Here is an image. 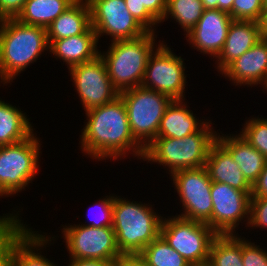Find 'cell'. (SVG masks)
<instances>
[{"instance_id": "6da1fadb", "label": "cell", "mask_w": 267, "mask_h": 266, "mask_svg": "<svg viewBox=\"0 0 267 266\" xmlns=\"http://www.w3.org/2000/svg\"><path fill=\"white\" fill-rule=\"evenodd\" d=\"M86 122L81 130L79 144L82 153L92 160L126 159L132 154L144 157L145 149L134 139L124 101H114L85 112Z\"/></svg>"}, {"instance_id": "7a4b0ae2", "label": "cell", "mask_w": 267, "mask_h": 266, "mask_svg": "<svg viewBox=\"0 0 267 266\" xmlns=\"http://www.w3.org/2000/svg\"><path fill=\"white\" fill-rule=\"evenodd\" d=\"M162 220L163 216L155 212L153 205L114 196L112 227L123 256H137L158 238Z\"/></svg>"}, {"instance_id": "3957f363", "label": "cell", "mask_w": 267, "mask_h": 266, "mask_svg": "<svg viewBox=\"0 0 267 266\" xmlns=\"http://www.w3.org/2000/svg\"><path fill=\"white\" fill-rule=\"evenodd\" d=\"M44 51L49 52L47 29L17 19L0 20V69L9 84Z\"/></svg>"}, {"instance_id": "277c9868", "label": "cell", "mask_w": 267, "mask_h": 266, "mask_svg": "<svg viewBox=\"0 0 267 266\" xmlns=\"http://www.w3.org/2000/svg\"><path fill=\"white\" fill-rule=\"evenodd\" d=\"M209 121L198 132L183 138L156 137L145 148L143 161L163 165L170 176L179 170L205 166L218 134Z\"/></svg>"}, {"instance_id": "5b68a950", "label": "cell", "mask_w": 267, "mask_h": 266, "mask_svg": "<svg viewBox=\"0 0 267 266\" xmlns=\"http://www.w3.org/2000/svg\"><path fill=\"white\" fill-rule=\"evenodd\" d=\"M156 40L157 34L147 32L135 39L112 41L107 51H99L108 76L119 92L141 86L149 57L163 42L156 43Z\"/></svg>"}, {"instance_id": "8992f818", "label": "cell", "mask_w": 267, "mask_h": 266, "mask_svg": "<svg viewBox=\"0 0 267 266\" xmlns=\"http://www.w3.org/2000/svg\"><path fill=\"white\" fill-rule=\"evenodd\" d=\"M35 135L36 132L23 141L0 146V198L22 192L39 173L42 144Z\"/></svg>"}, {"instance_id": "52a82bcc", "label": "cell", "mask_w": 267, "mask_h": 266, "mask_svg": "<svg viewBox=\"0 0 267 266\" xmlns=\"http://www.w3.org/2000/svg\"><path fill=\"white\" fill-rule=\"evenodd\" d=\"M119 96L124 101L130 131L145 149L157 137L161 119L173 100L142 86L121 91Z\"/></svg>"}, {"instance_id": "ba28073f", "label": "cell", "mask_w": 267, "mask_h": 266, "mask_svg": "<svg viewBox=\"0 0 267 266\" xmlns=\"http://www.w3.org/2000/svg\"><path fill=\"white\" fill-rule=\"evenodd\" d=\"M160 236L192 266L207 265L217 234L206 224L177 216L163 217Z\"/></svg>"}, {"instance_id": "9c48e42d", "label": "cell", "mask_w": 267, "mask_h": 266, "mask_svg": "<svg viewBox=\"0 0 267 266\" xmlns=\"http://www.w3.org/2000/svg\"><path fill=\"white\" fill-rule=\"evenodd\" d=\"M62 227L69 260H102L114 266L124 258L118 249L113 227L95 228L80 223Z\"/></svg>"}, {"instance_id": "30bf717a", "label": "cell", "mask_w": 267, "mask_h": 266, "mask_svg": "<svg viewBox=\"0 0 267 266\" xmlns=\"http://www.w3.org/2000/svg\"><path fill=\"white\" fill-rule=\"evenodd\" d=\"M171 180L183 207L177 216L206 223L212 229V181L205 166L176 171Z\"/></svg>"}, {"instance_id": "8fae6325", "label": "cell", "mask_w": 267, "mask_h": 266, "mask_svg": "<svg viewBox=\"0 0 267 266\" xmlns=\"http://www.w3.org/2000/svg\"><path fill=\"white\" fill-rule=\"evenodd\" d=\"M162 42L150 55L141 86L161 92L172 100H185L187 74L184 58Z\"/></svg>"}, {"instance_id": "7c38bea8", "label": "cell", "mask_w": 267, "mask_h": 266, "mask_svg": "<svg viewBox=\"0 0 267 266\" xmlns=\"http://www.w3.org/2000/svg\"><path fill=\"white\" fill-rule=\"evenodd\" d=\"M87 1L91 12V26L97 34L98 41L106 35L110 36L111 42L135 39L148 32L131 15L124 0Z\"/></svg>"}, {"instance_id": "4fadbf2b", "label": "cell", "mask_w": 267, "mask_h": 266, "mask_svg": "<svg viewBox=\"0 0 267 266\" xmlns=\"http://www.w3.org/2000/svg\"><path fill=\"white\" fill-rule=\"evenodd\" d=\"M68 73L85 112L119 97L120 92L113 86L100 55L91 61L73 66Z\"/></svg>"}, {"instance_id": "5bb4252c", "label": "cell", "mask_w": 267, "mask_h": 266, "mask_svg": "<svg viewBox=\"0 0 267 266\" xmlns=\"http://www.w3.org/2000/svg\"><path fill=\"white\" fill-rule=\"evenodd\" d=\"M211 197L212 230L217 235L238 234L236 231L240 223L248 226L251 191H240L225 183L212 182Z\"/></svg>"}, {"instance_id": "9a60e30c", "label": "cell", "mask_w": 267, "mask_h": 266, "mask_svg": "<svg viewBox=\"0 0 267 266\" xmlns=\"http://www.w3.org/2000/svg\"><path fill=\"white\" fill-rule=\"evenodd\" d=\"M233 19L219 9H205L185 38L193 49L215 59L221 53Z\"/></svg>"}, {"instance_id": "2e32d148", "label": "cell", "mask_w": 267, "mask_h": 266, "mask_svg": "<svg viewBox=\"0 0 267 266\" xmlns=\"http://www.w3.org/2000/svg\"><path fill=\"white\" fill-rule=\"evenodd\" d=\"M220 74L235 86L247 85L252 88L260 84L267 91V40L260 39Z\"/></svg>"}, {"instance_id": "e0dca14e", "label": "cell", "mask_w": 267, "mask_h": 266, "mask_svg": "<svg viewBox=\"0 0 267 266\" xmlns=\"http://www.w3.org/2000/svg\"><path fill=\"white\" fill-rule=\"evenodd\" d=\"M259 22L253 20H233L229 26L224 47L215 59L220 74L231 62L242 56L260 40Z\"/></svg>"}, {"instance_id": "ac0fdd59", "label": "cell", "mask_w": 267, "mask_h": 266, "mask_svg": "<svg viewBox=\"0 0 267 266\" xmlns=\"http://www.w3.org/2000/svg\"><path fill=\"white\" fill-rule=\"evenodd\" d=\"M98 38L92 26L83 34L53 40L49 44V54L59 58L68 70L73 66L91 61L99 55Z\"/></svg>"}, {"instance_id": "d6986e66", "label": "cell", "mask_w": 267, "mask_h": 266, "mask_svg": "<svg viewBox=\"0 0 267 266\" xmlns=\"http://www.w3.org/2000/svg\"><path fill=\"white\" fill-rule=\"evenodd\" d=\"M205 168L212 182L225 183L240 191L252 190V185L244 177L240 166L217 140L209 150Z\"/></svg>"}, {"instance_id": "ffe728a7", "label": "cell", "mask_w": 267, "mask_h": 266, "mask_svg": "<svg viewBox=\"0 0 267 266\" xmlns=\"http://www.w3.org/2000/svg\"><path fill=\"white\" fill-rule=\"evenodd\" d=\"M221 133V135H220ZM218 132L216 140L230 153L246 180L253 185L266 162V157L249 144L239 133L224 135Z\"/></svg>"}, {"instance_id": "44dd1931", "label": "cell", "mask_w": 267, "mask_h": 266, "mask_svg": "<svg viewBox=\"0 0 267 266\" xmlns=\"http://www.w3.org/2000/svg\"><path fill=\"white\" fill-rule=\"evenodd\" d=\"M28 228L14 243L10 254V266H57L41 254L47 245L54 243V236ZM51 236V237H50Z\"/></svg>"}, {"instance_id": "7402d4cb", "label": "cell", "mask_w": 267, "mask_h": 266, "mask_svg": "<svg viewBox=\"0 0 267 266\" xmlns=\"http://www.w3.org/2000/svg\"><path fill=\"white\" fill-rule=\"evenodd\" d=\"M185 100H173L161 119L157 137L183 138L198 132L207 122L196 116ZM198 118V119H197Z\"/></svg>"}, {"instance_id": "603a6c76", "label": "cell", "mask_w": 267, "mask_h": 266, "mask_svg": "<svg viewBox=\"0 0 267 266\" xmlns=\"http://www.w3.org/2000/svg\"><path fill=\"white\" fill-rule=\"evenodd\" d=\"M91 27V12L87 0H76L47 28V41L85 33Z\"/></svg>"}, {"instance_id": "cb8c5ba5", "label": "cell", "mask_w": 267, "mask_h": 266, "mask_svg": "<svg viewBox=\"0 0 267 266\" xmlns=\"http://www.w3.org/2000/svg\"><path fill=\"white\" fill-rule=\"evenodd\" d=\"M26 113L0 98V146L23 141L34 133Z\"/></svg>"}, {"instance_id": "d4e9b609", "label": "cell", "mask_w": 267, "mask_h": 266, "mask_svg": "<svg viewBox=\"0 0 267 266\" xmlns=\"http://www.w3.org/2000/svg\"><path fill=\"white\" fill-rule=\"evenodd\" d=\"M76 0H27L16 18L26 25L47 29L50 24Z\"/></svg>"}, {"instance_id": "484cf974", "label": "cell", "mask_w": 267, "mask_h": 266, "mask_svg": "<svg viewBox=\"0 0 267 266\" xmlns=\"http://www.w3.org/2000/svg\"><path fill=\"white\" fill-rule=\"evenodd\" d=\"M207 266H244L242 261V236L217 235L213 240Z\"/></svg>"}, {"instance_id": "4316f807", "label": "cell", "mask_w": 267, "mask_h": 266, "mask_svg": "<svg viewBox=\"0 0 267 266\" xmlns=\"http://www.w3.org/2000/svg\"><path fill=\"white\" fill-rule=\"evenodd\" d=\"M201 0H167L165 15L160 22L171 18L184 30L186 35L198 23L204 12Z\"/></svg>"}, {"instance_id": "83f0119b", "label": "cell", "mask_w": 267, "mask_h": 266, "mask_svg": "<svg viewBox=\"0 0 267 266\" xmlns=\"http://www.w3.org/2000/svg\"><path fill=\"white\" fill-rule=\"evenodd\" d=\"M137 257L147 266H192L161 236L147 245Z\"/></svg>"}, {"instance_id": "f1b7e54d", "label": "cell", "mask_w": 267, "mask_h": 266, "mask_svg": "<svg viewBox=\"0 0 267 266\" xmlns=\"http://www.w3.org/2000/svg\"><path fill=\"white\" fill-rule=\"evenodd\" d=\"M14 211L0 215V266H10V254L14 243L30 227L24 224ZM22 221V222H21Z\"/></svg>"}, {"instance_id": "f546056e", "label": "cell", "mask_w": 267, "mask_h": 266, "mask_svg": "<svg viewBox=\"0 0 267 266\" xmlns=\"http://www.w3.org/2000/svg\"><path fill=\"white\" fill-rule=\"evenodd\" d=\"M246 119L239 134L267 159V118Z\"/></svg>"}, {"instance_id": "4dcf8cb0", "label": "cell", "mask_w": 267, "mask_h": 266, "mask_svg": "<svg viewBox=\"0 0 267 266\" xmlns=\"http://www.w3.org/2000/svg\"><path fill=\"white\" fill-rule=\"evenodd\" d=\"M114 195L110 194L105 196V198H101L97 203H94L91 208H89L90 212L87 211V215L90 219L88 223H81L83 226H91L95 228H102V227H112L113 226V204H114ZM95 208V209H94ZM94 210L96 214L94 213ZM93 211V212H92ZM98 212V213H97ZM95 215H94V214ZM90 222V223H89Z\"/></svg>"}, {"instance_id": "1f68e13d", "label": "cell", "mask_w": 267, "mask_h": 266, "mask_svg": "<svg viewBox=\"0 0 267 266\" xmlns=\"http://www.w3.org/2000/svg\"><path fill=\"white\" fill-rule=\"evenodd\" d=\"M263 10V0H234L232 19L259 21Z\"/></svg>"}, {"instance_id": "d6a6232c", "label": "cell", "mask_w": 267, "mask_h": 266, "mask_svg": "<svg viewBox=\"0 0 267 266\" xmlns=\"http://www.w3.org/2000/svg\"><path fill=\"white\" fill-rule=\"evenodd\" d=\"M242 237V261L244 266H267V251L255 242Z\"/></svg>"}, {"instance_id": "836d02e7", "label": "cell", "mask_w": 267, "mask_h": 266, "mask_svg": "<svg viewBox=\"0 0 267 266\" xmlns=\"http://www.w3.org/2000/svg\"><path fill=\"white\" fill-rule=\"evenodd\" d=\"M247 227L267 229V197H251Z\"/></svg>"}, {"instance_id": "e575fe53", "label": "cell", "mask_w": 267, "mask_h": 266, "mask_svg": "<svg viewBox=\"0 0 267 266\" xmlns=\"http://www.w3.org/2000/svg\"><path fill=\"white\" fill-rule=\"evenodd\" d=\"M124 1L127 9L139 24L148 32L157 33L156 26L158 27L160 23L146 9H141V0Z\"/></svg>"}, {"instance_id": "d590c367", "label": "cell", "mask_w": 267, "mask_h": 266, "mask_svg": "<svg viewBox=\"0 0 267 266\" xmlns=\"http://www.w3.org/2000/svg\"><path fill=\"white\" fill-rule=\"evenodd\" d=\"M27 0H0V20L16 19Z\"/></svg>"}, {"instance_id": "8d00e7d4", "label": "cell", "mask_w": 267, "mask_h": 266, "mask_svg": "<svg viewBox=\"0 0 267 266\" xmlns=\"http://www.w3.org/2000/svg\"><path fill=\"white\" fill-rule=\"evenodd\" d=\"M167 0H141V9H146L159 23L162 21Z\"/></svg>"}, {"instance_id": "74e56055", "label": "cell", "mask_w": 267, "mask_h": 266, "mask_svg": "<svg viewBox=\"0 0 267 266\" xmlns=\"http://www.w3.org/2000/svg\"><path fill=\"white\" fill-rule=\"evenodd\" d=\"M251 197H267V160L264 169L252 185Z\"/></svg>"}, {"instance_id": "f35d334b", "label": "cell", "mask_w": 267, "mask_h": 266, "mask_svg": "<svg viewBox=\"0 0 267 266\" xmlns=\"http://www.w3.org/2000/svg\"><path fill=\"white\" fill-rule=\"evenodd\" d=\"M69 262L68 266H113L110 262L102 260L75 259Z\"/></svg>"}, {"instance_id": "ab89813d", "label": "cell", "mask_w": 267, "mask_h": 266, "mask_svg": "<svg viewBox=\"0 0 267 266\" xmlns=\"http://www.w3.org/2000/svg\"><path fill=\"white\" fill-rule=\"evenodd\" d=\"M119 266H147L137 256H124L119 262Z\"/></svg>"}, {"instance_id": "60d3db41", "label": "cell", "mask_w": 267, "mask_h": 266, "mask_svg": "<svg viewBox=\"0 0 267 266\" xmlns=\"http://www.w3.org/2000/svg\"><path fill=\"white\" fill-rule=\"evenodd\" d=\"M259 22L260 38L267 40V9H264Z\"/></svg>"}, {"instance_id": "b9f144b4", "label": "cell", "mask_w": 267, "mask_h": 266, "mask_svg": "<svg viewBox=\"0 0 267 266\" xmlns=\"http://www.w3.org/2000/svg\"><path fill=\"white\" fill-rule=\"evenodd\" d=\"M233 3H234V0H218V9L229 13L232 18Z\"/></svg>"}, {"instance_id": "7bdbcfd3", "label": "cell", "mask_w": 267, "mask_h": 266, "mask_svg": "<svg viewBox=\"0 0 267 266\" xmlns=\"http://www.w3.org/2000/svg\"><path fill=\"white\" fill-rule=\"evenodd\" d=\"M204 9H218V0H201Z\"/></svg>"}, {"instance_id": "ee69618b", "label": "cell", "mask_w": 267, "mask_h": 266, "mask_svg": "<svg viewBox=\"0 0 267 266\" xmlns=\"http://www.w3.org/2000/svg\"><path fill=\"white\" fill-rule=\"evenodd\" d=\"M0 84L2 83L3 85H7L8 82L6 81V79L4 78V76L2 75L1 69H0Z\"/></svg>"}, {"instance_id": "f6af8a7d", "label": "cell", "mask_w": 267, "mask_h": 266, "mask_svg": "<svg viewBox=\"0 0 267 266\" xmlns=\"http://www.w3.org/2000/svg\"><path fill=\"white\" fill-rule=\"evenodd\" d=\"M263 8L267 9V0H263Z\"/></svg>"}]
</instances>
